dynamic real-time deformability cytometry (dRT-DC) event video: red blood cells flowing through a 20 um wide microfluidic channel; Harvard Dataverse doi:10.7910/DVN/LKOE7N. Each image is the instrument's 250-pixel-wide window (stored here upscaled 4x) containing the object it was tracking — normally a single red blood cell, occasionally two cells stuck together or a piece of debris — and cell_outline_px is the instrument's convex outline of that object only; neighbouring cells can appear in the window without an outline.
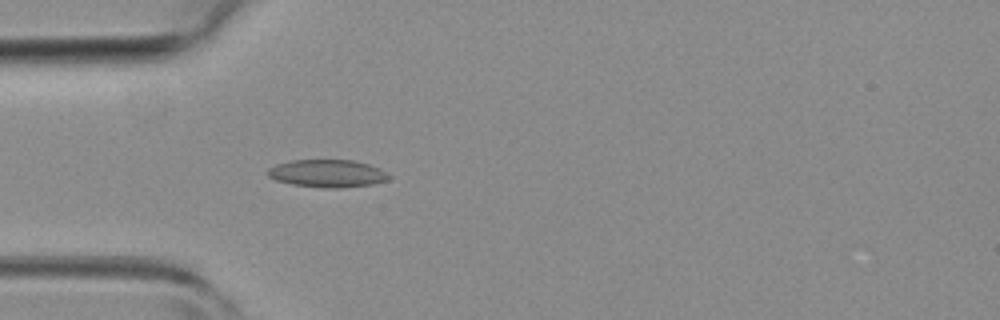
{"species": "common noctule bat (a hibernating species)", "species_latin": "Nyctalus noctula", "temperature_condition": "room temperature", "stored_images_in_passage": 3, "camera_frame_rate_fps": 3000, "um_per_image_px": 0.085, "animal": {"sex": "female", "body_mass_g": 19.3, "forearm_length_mm": 54.1}, "frame": {"image": 1, "passage_image": 3, "time_ms": 2.333, "image_size_px": [1000, 320], "cell_outline_px": [[392, 176], [388, 180], [372, 184], [336, 188], [324, 188], [292, 184], [276, 180], [268, 176], [264, 172], [268, 168], [276, 164], [288, 160], [356, 160], [380, 168], [388, 172]], "centroid_in_image_um": [27.82, 14.73], "position_along_channel_um": 57.2, "area_um2": 19.77}}